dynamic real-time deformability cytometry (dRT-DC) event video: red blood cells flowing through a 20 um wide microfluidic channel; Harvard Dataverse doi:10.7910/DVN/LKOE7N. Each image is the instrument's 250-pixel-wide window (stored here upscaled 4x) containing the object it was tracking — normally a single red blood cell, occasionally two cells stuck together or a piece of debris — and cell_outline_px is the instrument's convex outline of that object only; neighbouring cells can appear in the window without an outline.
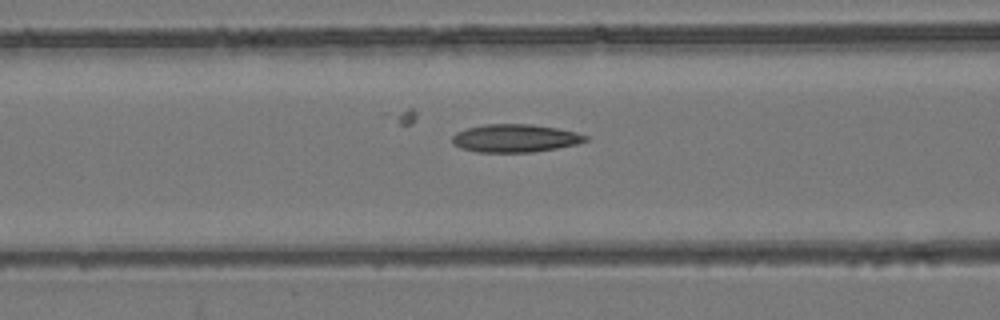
{"species": "common noctule bat (a hibernating species)", "species_latin": "Nyctalus noctula", "temperature_condition": "room temperature", "stored_images_in_passage": 54, "camera_frame_rate_fps": 3000, "um_per_image_px": 0.085, "animal": {"sex": "female", "body_mass_g": 24.6, "forearm_length_mm": 56.2}, "frame": {"image": 1, "passage_image": 22, "time_ms": 7.0, "image_size_px": [1000, 320], "cell_outline_px": [[588, 140], [576, 144], [556, 148], [532, 152], [476, 152], [460, 148], [452, 144], [452, 136], [456, 132], [468, 128], [484, 124], [532, 124], [556, 128], [576, 132], [588, 136]], "centroid_in_image_um": [43.75, 11.75], "position_along_channel_um": 122.8, "area_um2": 21.73}}
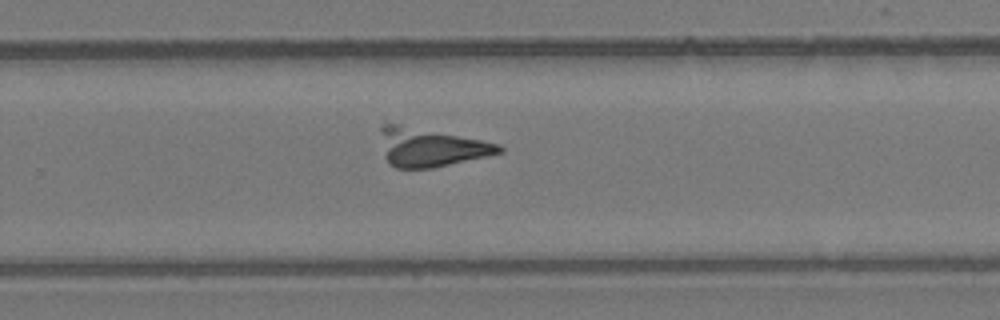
{"frame": {"image": 2, "passage_image": 35, "time_ms": 11.333, "image_size_px": [1000, 320], "cell_outline_px": [[504, 152], [488, 156], [432, 168], [396, 168], [388, 164], [384, 156], [380, 132], [380, 128], [384, 124], [396, 124], [480, 140], [500, 144], [504, 148]], "centroid_in_image_um": [36.59, 12.55], "position_along_channel_um": 293.2, "area_um2": 26.18}}
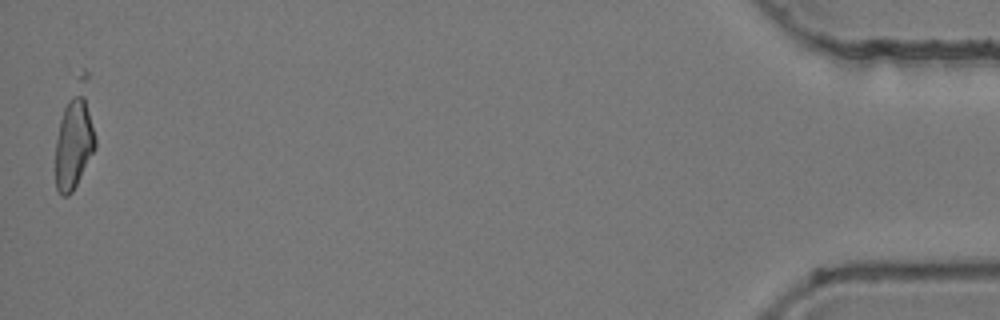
{"frame": {"image": 3, "passage_image": 53, "time_ms": 17.333, "image_size_px": [1000, 320], "cell_outline_px": [[96, 148], [72, 192], [68, 196], [60, 196], [56, 188], [56, 140], [60, 120], [64, 108], [84, 68], [88, 72], [96, 136]], "centroid_in_image_um": [6.39, 11.65], "position_along_channel_um": 428.8, "area_um2": 24.16}}